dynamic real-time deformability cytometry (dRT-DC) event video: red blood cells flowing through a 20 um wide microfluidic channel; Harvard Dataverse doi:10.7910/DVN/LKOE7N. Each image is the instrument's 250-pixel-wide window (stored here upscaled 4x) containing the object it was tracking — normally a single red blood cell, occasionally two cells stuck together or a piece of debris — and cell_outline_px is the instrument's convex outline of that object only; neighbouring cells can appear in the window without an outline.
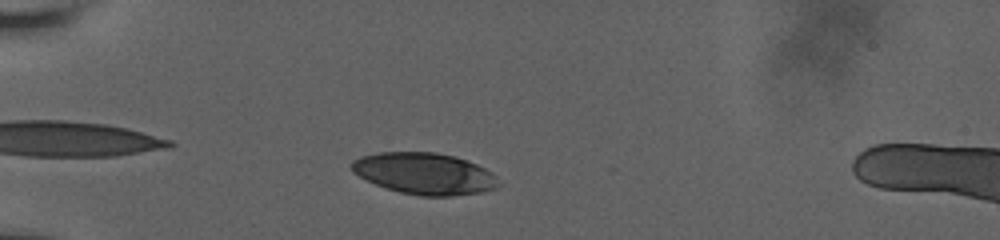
{"species": "human", "species_latin": "Homo sapiens", "temperature_condition": "room temperature", "stored_images_in_passage": 38, "camera_frame_rate_fps": 3000, "um_per_image_px": 0.085, "donor": {"sex": "male"}, "frame": {"image": 1, "passage_image": 4, "time_ms": 1.0, "image_size_px": [1000, 240], "cell_outline_px": [[500, 184], [496, 188], [484, 192], [452, 196], [420, 196], [400, 192], [376, 184], [352, 172], [348, 164], [352, 160], [360, 156], [380, 152], [436, 152], [452, 156], [476, 164], [492, 172], [496, 176]], "centroid_in_image_um": [36.07, 14.75], "position_along_channel_um": 48.9, "area_um2": 35.6}}
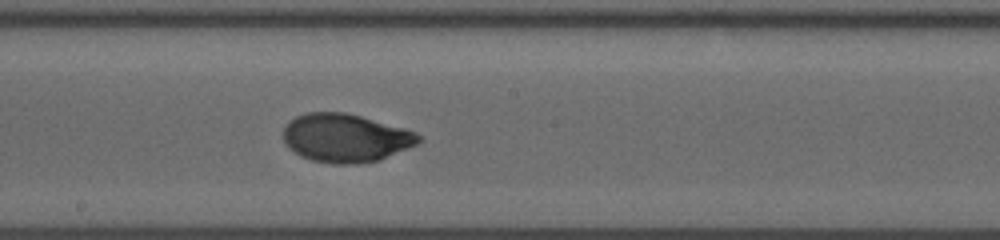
{"frame": {"image": 2, "passage_image": 20, "time_ms": 6.333, "image_size_px": [1000, 240], "cell_outline_px": [[424, 140], [408, 148], [380, 160], [356, 164], [332, 164], [312, 160], [300, 156], [288, 148], [284, 144], [284, 128], [296, 116], [304, 112], [344, 112], [360, 116], [404, 128], [416, 132]], "centroid_in_image_um": [29.37, 11.73], "position_along_channel_um": 218.8, "area_um2": 38.21}}
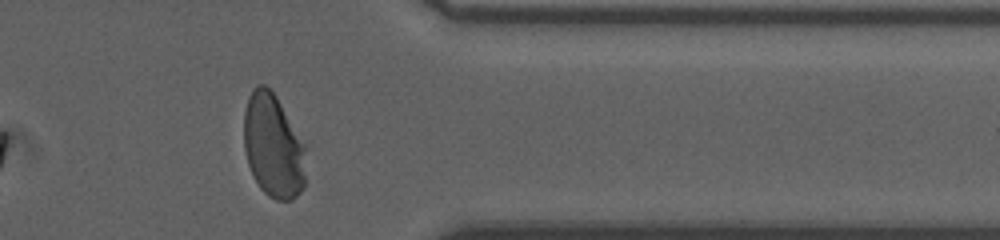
{"frame": {"image": 3, "passage_image": 34, "time_ms": 11.0, "image_size_px": [1000, 240], "cell_outline_px": [[308, 144], [304, 188], [292, 200], [276, 200], [268, 196], [260, 188], [248, 164], [244, 148], [244, 112], [248, 96], [252, 88], [256, 84], [264, 84], [276, 96]], "centroid_in_image_um": [23.27, 12.39], "position_along_channel_um": 388.1, "area_um2": 38.49}, "authors_computed_cell_mechanics": {"area_um2": 37.7434, "velocity_mm_per_s": 3.7835, "shape_relaxation_time_tau1_ms": 2.9489, "shape_relaxation_time_tau2_ms": null, "deformation_change_tau1": 0.1836, "deformation_change_tau2": null}}